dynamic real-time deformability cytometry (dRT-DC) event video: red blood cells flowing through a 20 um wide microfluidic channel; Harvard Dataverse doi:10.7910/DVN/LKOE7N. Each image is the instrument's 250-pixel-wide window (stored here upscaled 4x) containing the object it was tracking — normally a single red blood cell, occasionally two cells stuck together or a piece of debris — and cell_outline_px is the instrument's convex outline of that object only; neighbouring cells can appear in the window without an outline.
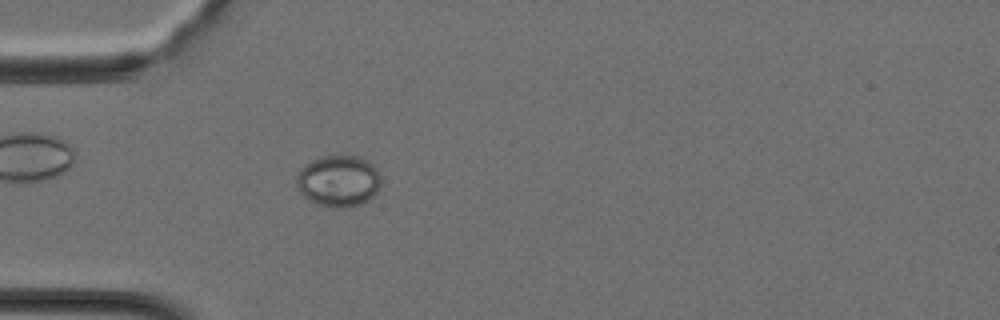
{"species": "Egyptian fruit bat (a non-hibernating species)", "species_latin": "Rousettus aegyptiacus", "temperature_condition": "cold", "stored_images_in_passage": 36, "camera_frame_rate_fps": 3000, "um_per_image_px": 0.085, "animal": {"sex": "female"}, "frame": {"image": 1, "passage_image": 11, "time_ms": 3.333, "image_size_px": [1000, 320], "cell_outline_px": [[380, 184], [376, 192], [368, 200], [360, 204], [344, 208], [332, 208], [316, 204], [304, 196], [300, 192], [296, 184], [296, 176], [300, 168], [312, 160], [320, 156], [360, 156], [368, 160], [376, 168], [380, 176]], "centroid_in_image_um": [28.76, 15.38], "position_along_channel_um": 56.2, "area_um2": 25.49}}
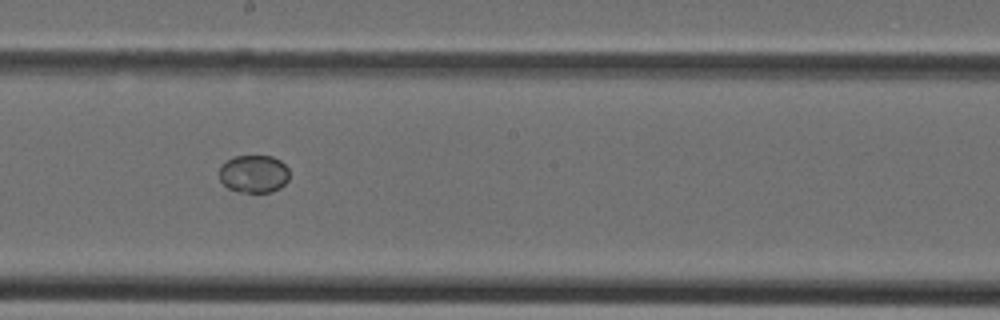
{"frame": {"image": 2, "passage_image": 21, "time_ms": 6.667, "image_size_px": [1000, 320], "cell_outline_px": [[288, 180], [280, 188], [272, 192], [240, 192], [228, 188], [220, 180], [220, 168], [232, 156], [272, 156], [280, 160], [288, 168]], "centroid_in_image_um": [21.59, 14.78], "position_along_channel_um": 226.6, "area_um2": 15.37}}
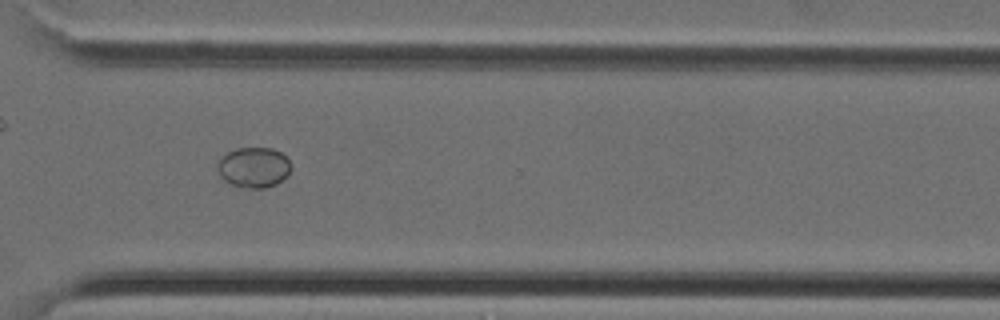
{"frame": {"image": 3, "passage_image": 28, "time_ms": 9.0, "image_size_px": [1000, 320], "cell_outline_px": [[292, 168], [288, 176], [276, 184], [264, 188], [244, 188], [232, 184], [224, 180], [220, 176], [216, 168], [220, 156], [236, 148], [272, 148], [280, 152], [292, 164]], "centroid_in_image_um": [21.56, 14.23], "position_along_channel_um": 349.0, "area_um2": 17.51}}